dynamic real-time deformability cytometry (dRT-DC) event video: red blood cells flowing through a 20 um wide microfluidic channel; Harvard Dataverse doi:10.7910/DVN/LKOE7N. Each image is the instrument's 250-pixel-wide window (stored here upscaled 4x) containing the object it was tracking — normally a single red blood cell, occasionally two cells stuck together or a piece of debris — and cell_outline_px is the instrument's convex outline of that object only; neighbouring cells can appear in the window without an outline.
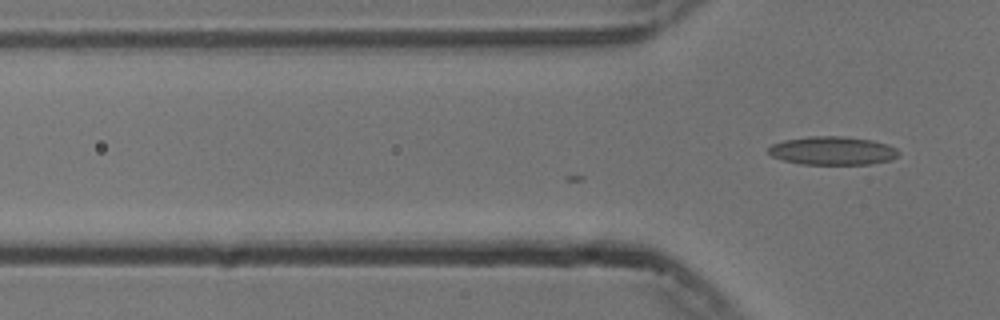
{"species": "common noctule bat (a hibernating species)", "species_latin": "Nyctalus noctula", "temperature_condition": "cold", "stored_images_in_passage": 7, "camera_frame_rate_fps": 3000, "um_per_image_px": 0.085, "animal": {"sex": "male", "body_mass_g": 13.3}, "frame": {"image": 1, "passage_image": 7, "time_ms": 2.0, "image_size_px": [1000, 320], "cell_outline_px": [[900, 156], [892, 160], [868, 164], [800, 164], [784, 160], [772, 156], [768, 152], [768, 148], [772, 144], [784, 140], [808, 136], [840, 136], [872, 140], [888, 144], [896, 148], [900, 152]], "centroid_in_image_um": [70.8, 12.81], "position_along_channel_um": 55.0, "area_um2": 21.68}}